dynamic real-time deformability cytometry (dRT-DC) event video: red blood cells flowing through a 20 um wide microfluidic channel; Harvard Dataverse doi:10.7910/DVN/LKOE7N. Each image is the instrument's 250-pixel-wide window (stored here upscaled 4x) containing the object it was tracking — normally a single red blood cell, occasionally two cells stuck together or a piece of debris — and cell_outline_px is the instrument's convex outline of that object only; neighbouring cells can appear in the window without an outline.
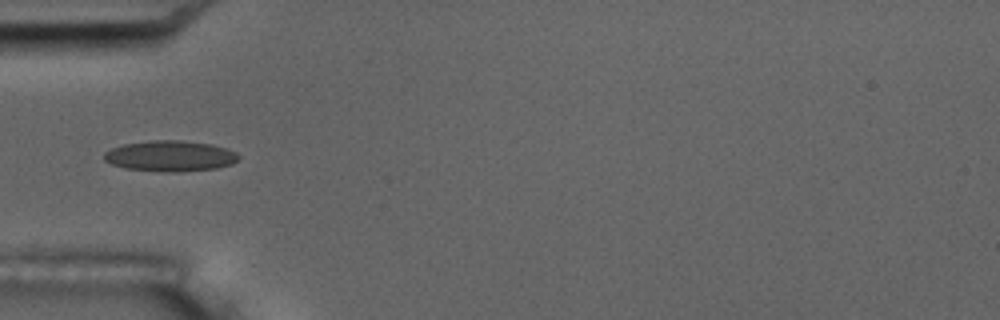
{"species": "common noctule bat (a hibernating species)", "species_latin": "Nyctalus noctula", "temperature_condition": "room temperature", "stored_images_in_passage": 7, "camera_frame_rate_fps": 3000, "um_per_image_px": 0.085, "animal": {"sex": "male", "body_mass_g": 17.5, "forearm_length_mm": 52.3}, "frame": {"image": 1, "passage_image": 6, "time_ms": 5.667, "image_size_px": [1000, 320], "cell_outline_px": [[240, 156], [232, 164], [216, 168], [176, 172], [160, 172], [124, 168], [112, 164], [104, 160], [104, 152], [112, 148], [124, 144], [152, 140], [180, 140], [212, 144], [228, 148], [236, 152]], "centroid_in_image_um": [14.47, 13.26], "position_along_channel_um": 70.5, "area_um2": 24.22}}